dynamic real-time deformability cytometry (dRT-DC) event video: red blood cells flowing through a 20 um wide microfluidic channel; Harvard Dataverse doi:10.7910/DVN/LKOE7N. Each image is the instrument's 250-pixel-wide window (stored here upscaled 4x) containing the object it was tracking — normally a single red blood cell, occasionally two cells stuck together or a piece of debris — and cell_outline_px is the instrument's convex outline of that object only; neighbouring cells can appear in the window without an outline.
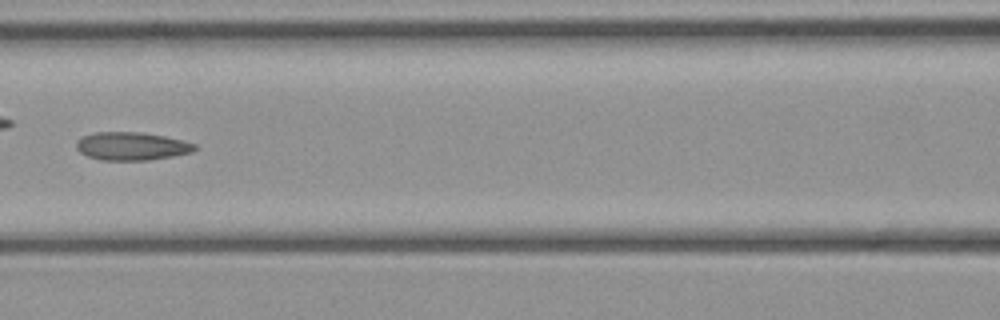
{"species": "common noctule bat (a hibernating species)", "species_latin": "Nyctalus noctula", "temperature_condition": "cold", "stored_images_in_passage": 42, "camera_frame_rate_fps": 3000, "um_per_image_px": 0.085, "animal": {"sex": "female", "body_mass_g": 21.9}, "frame": {"image": 1, "passage_image": 19, "time_ms": 6.0, "image_size_px": [1000, 320], "cell_outline_px": [[196, 148], [192, 152], [172, 156], [148, 160], [100, 160], [88, 156], [80, 152], [76, 148], [76, 140], [80, 136], [96, 132], [140, 132], [164, 136], [184, 140], [196, 144]], "centroid_in_image_um": [11.16, 12.42], "position_along_channel_um": 155.4, "area_um2": 19.48}}
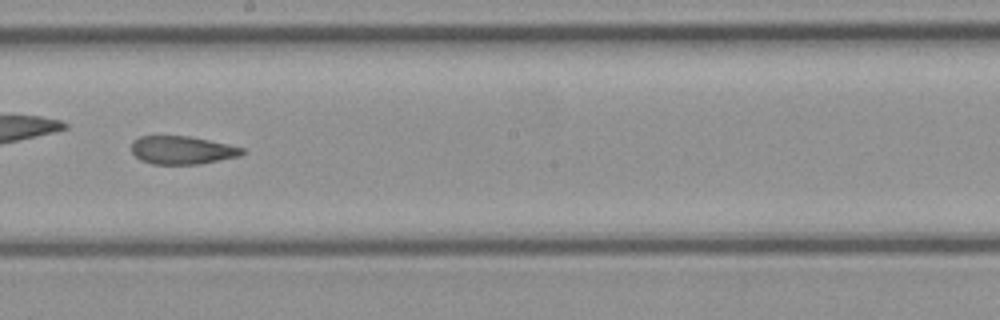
{"frame": {"image": 2, "passage_image": 24, "time_ms": 7.667, "image_size_px": [1000, 320], "cell_outline_px": [[244, 152], [240, 156], [200, 164], [152, 164], [140, 160], [132, 152], [132, 140], [140, 136], [188, 136], [228, 144], [244, 148]], "centroid_in_image_um": [15.47, 12.76], "position_along_channel_um": 232.7, "area_um2": 18.15}}